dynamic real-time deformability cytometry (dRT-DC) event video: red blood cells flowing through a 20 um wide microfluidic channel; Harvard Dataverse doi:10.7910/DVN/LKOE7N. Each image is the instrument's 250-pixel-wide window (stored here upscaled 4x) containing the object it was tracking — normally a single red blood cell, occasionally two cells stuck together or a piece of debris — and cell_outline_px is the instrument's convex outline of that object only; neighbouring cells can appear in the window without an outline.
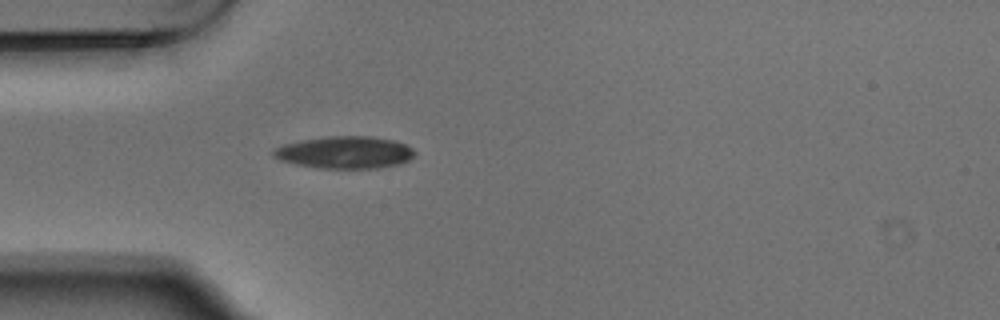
{"species": "Egyptian fruit bat (a non-hibernating species)", "species_latin": "Rousettus aegyptiacus", "temperature_condition": "warm", "stored_images_in_passage": 4, "camera_frame_rate_fps": 3000, "um_per_image_px": 0.085, "animal": {"sex": "male"}, "frame": {"image": 1, "passage_image": 4, "time_ms": 1.0, "image_size_px": [1000, 320], "cell_outline_px": [[416, 152], [408, 160], [400, 164], [376, 168], [320, 168], [296, 164], [280, 160], [272, 156], [272, 148], [284, 144], [300, 140], [328, 136], [372, 136], [396, 140], [412, 148]], "centroid_in_image_um": [29.29, 12.94], "position_along_channel_um": 55.7, "area_um2": 26.65}}